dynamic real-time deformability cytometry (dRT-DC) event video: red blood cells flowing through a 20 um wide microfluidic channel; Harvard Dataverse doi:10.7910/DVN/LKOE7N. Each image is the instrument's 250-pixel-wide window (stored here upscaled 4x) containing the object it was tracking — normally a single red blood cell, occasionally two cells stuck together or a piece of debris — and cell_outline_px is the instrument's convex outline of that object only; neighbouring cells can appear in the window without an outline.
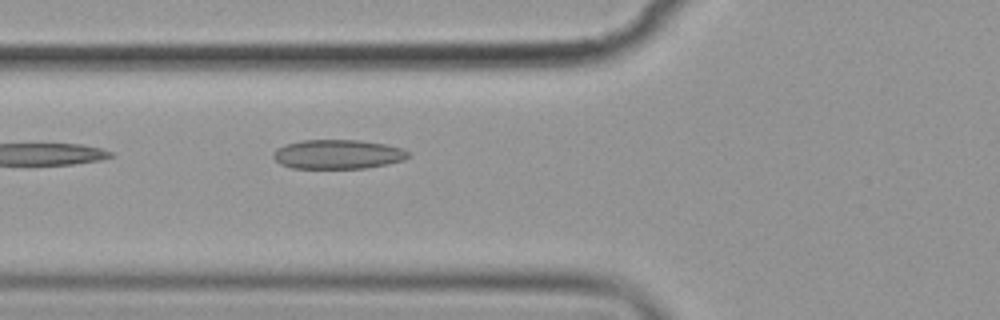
{"species": "common noctule bat (a hibernating species)", "species_latin": "Nyctalus noctula", "temperature_condition": "cold", "stored_images_in_passage": 6, "camera_frame_rate_fps": 3000, "um_per_image_px": 0.085, "animal": {"sex": "female", "body_mass_g": 19.9}, "frame": {"image": 1, "passage_image": 6, "time_ms": 6.0, "image_size_px": [1000, 320], "cell_outline_px": [[408, 156], [404, 160], [388, 164], [364, 168], [292, 168], [280, 164], [272, 156], [272, 152], [276, 148], [284, 144], [300, 140], [360, 140], [384, 144], [400, 148], [408, 152]], "centroid_in_image_um": [28.65, 13.11], "position_along_channel_um": 97.1, "area_um2": 23.06}}